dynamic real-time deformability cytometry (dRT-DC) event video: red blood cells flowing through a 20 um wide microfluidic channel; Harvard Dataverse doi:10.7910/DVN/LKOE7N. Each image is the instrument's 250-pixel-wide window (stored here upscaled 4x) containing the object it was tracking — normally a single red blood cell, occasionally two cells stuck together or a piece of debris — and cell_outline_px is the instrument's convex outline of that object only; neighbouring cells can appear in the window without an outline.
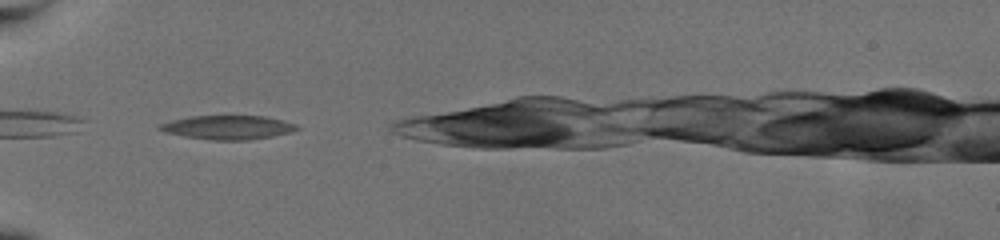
{"species": "common noctule bat (a hibernating species)", "species_latin": "Nyctalus noctula", "temperature_condition": "warm", "stored_images_in_passage": 31, "camera_frame_rate_fps": 3000, "um_per_image_px": 0.085, "animal": {"sex": "female", "body_mass_g": 19.5, "forearm_length_mm": 54.1}, "frame": {"image": 1, "passage_image": 1, "time_ms": 0.0, "image_size_px": [1000, 240], "cell_outline_px": [[300, 128], [288, 132], [272, 136], [248, 140], [212, 140], [184, 136], [164, 132], [156, 128], [160, 124], [172, 120], [192, 116], [264, 116], [296, 124]], "centroid_in_image_um": [19.33, 10.83], "position_along_channel_um": 65.7, "area_um2": 18.9}}